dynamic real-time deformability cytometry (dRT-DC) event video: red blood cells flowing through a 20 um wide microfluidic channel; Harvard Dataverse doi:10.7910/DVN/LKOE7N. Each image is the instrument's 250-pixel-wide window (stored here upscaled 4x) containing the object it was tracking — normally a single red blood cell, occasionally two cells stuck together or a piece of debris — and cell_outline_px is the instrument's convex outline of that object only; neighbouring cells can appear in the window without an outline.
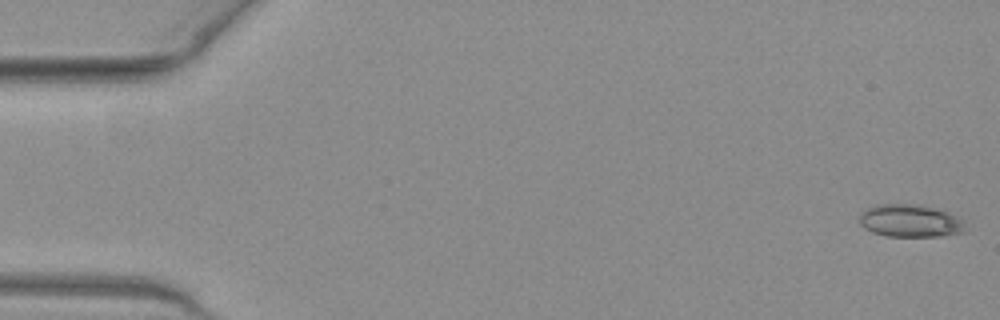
{"species": "common noctule bat (a hibernating species)", "species_latin": "Nyctalus noctula", "temperature_condition": "warm", "stored_images_in_passage": 51, "camera_frame_rate_fps": 3000, "um_per_image_px": 0.085, "animal": {"sex": "female", "body_mass_g": 19.3, "forearm_length_mm": 54.1}, "frame": {"image": 1, "passage_image": 1, "time_ms": 0.0, "image_size_px": [1000, 320], "cell_outline_px": [[964, 232], [940, 236], [888, 236], [872, 232], [864, 228], [860, 224], [860, 212], [868, 208], [880, 204], [920, 204], [944, 208], [964, 220]], "centroid_in_image_um": [77.41, 18.75], "position_along_channel_um": 7.6, "area_um2": 20.52}}
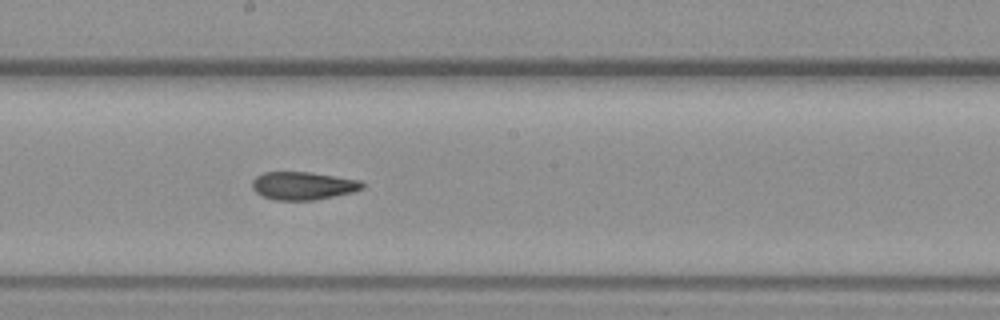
{"frame": {"image": 2, "passage_image": 28, "time_ms": 9.0, "image_size_px": [1000, 320], "cell_outline_px": [[364, 188], [356, 192], [312, 200], [276, 200], [264, 196], [256, 192], [252, 188], [252, 180], [256, 176], [264, 172], [312, 172], [360, 180], [364, 184]], "centroid_in_image_um": [25.79, 15.78], "position_along_channel_um": 222.4, "area_um2": 18.03}}
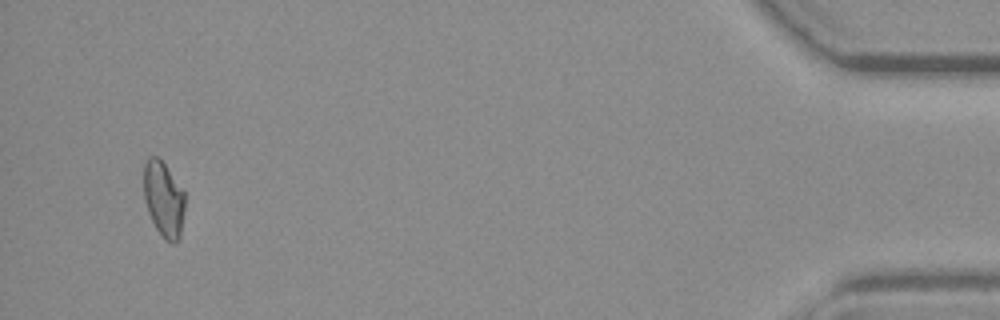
{"frame": {"image": 3, "passage_image": 49, "time_ms": 16.0, "image_size_px": [1000, 320], "cell_outline_px": [[184, 212], [180, 236], [176, 244], [172, 244], [164, 240], [156, 228], [148, 212], [144, 200], [144, 160], [148, 156], [156, 156], [164, 164], [184, 188]], "centroid_in_image_um": [13.91, 16.93], "position_along_channel_um": 421.3, "area_um2": 18.38}, "authors_computed_cell_mechanics": {"area_um2": 18.7272, "velocity_mm_per_s": 4.0392, "shape_relaxation_time_tau1_ms": 6.4823, "shape_relaxation_time_tau2_ms": 2.2365, "deformation_change_tau1": 0.185, "deformation_change_tau2": 0.0905}}